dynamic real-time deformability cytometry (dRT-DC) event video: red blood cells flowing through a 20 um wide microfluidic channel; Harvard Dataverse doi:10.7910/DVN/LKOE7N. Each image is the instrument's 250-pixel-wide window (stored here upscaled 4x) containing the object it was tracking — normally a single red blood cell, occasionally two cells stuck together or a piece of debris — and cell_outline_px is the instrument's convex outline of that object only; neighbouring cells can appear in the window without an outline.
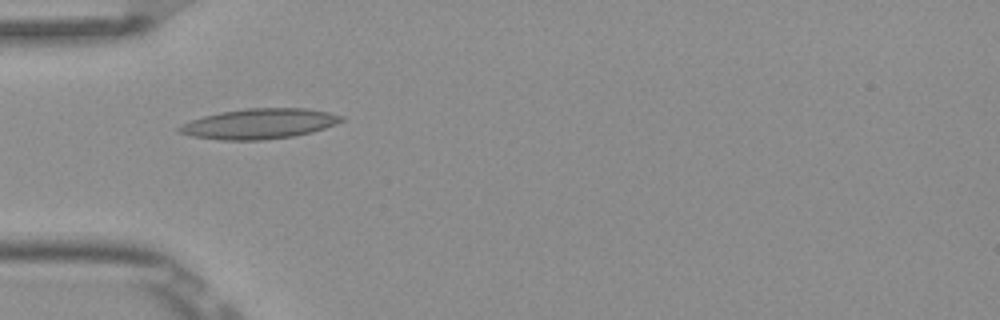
{"species": "Egyptian fruit bat (a non-hibernating species)", "species_latin": "Rousettus aegyptiacus", "temperature_condition": "room temperature", "stored_images_in_passage": 6, "camera_frame_rate_fps": 3000, "um_per_image_px": 0.085, "frame": {"image": 1, "passage_image": 4, "time_ms": 1.0, "image_size_px": [1000, 320], "cell_outline_px": [[344, 120], [336, 124], [312, 132], [292, 136], [264, 140], [220, 140], [192, 136], [180, 132], [176, 128], [180, 124], [188, 120], [220, 112], [248, 108], [308, 108], [328, 112], [344, 116]], "centroid_in_image_um": [22.02, 10.51], "position_along_channel_um": 63.0, "area_um2": 28.67}}
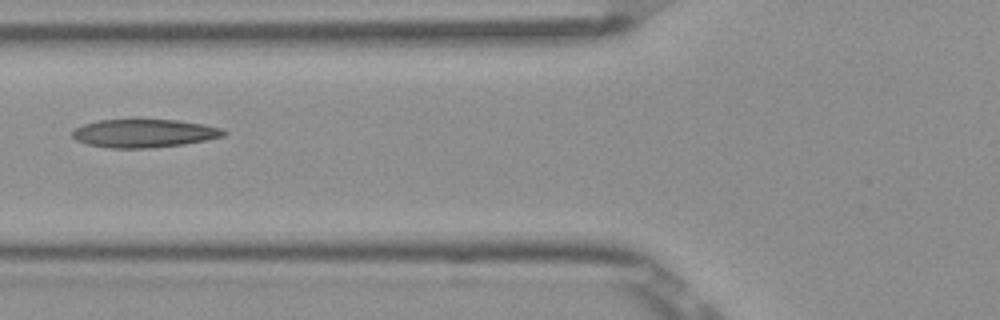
{"frame": {"image": 2, "passage_image": 5, "time_ms": 1.333, "image_size_px": [1000, 320], "cell_outline_px": [[228, 132], [224, 136], [184, 144], [152, 148], [108, 148], [88, 144], [76, 140], [72, 136], [72, 132], [76, 128], [84, 124], [100, 120], [176, 120], [204, 124], [220, 128]], "centroid_in_image_um": [12.25, 11.34], "position_along_channel_um": 113.5, "area_um2": 24.74}}
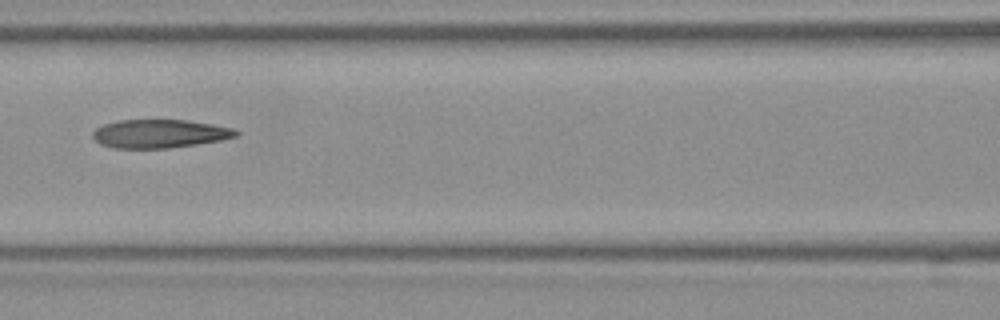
{"frame": {"image": 3, "passage_image": 6, "time_ms": 1.667, "image_size_px": [1000, 320], "cell_outline_px": [[240, 136], [220, 140], [196, 144], [168, 148], [112, 148], [100, 144], [92, 136], [92, 132], [96, 128], [104, 124], [116, 120], [188, 120], [212, 124], [232, 128], [240, 132]], "centroid_in_image_um": [13.56, 11.36], "position_along_channel_um": 153.0, "area_um2": 23.81}}